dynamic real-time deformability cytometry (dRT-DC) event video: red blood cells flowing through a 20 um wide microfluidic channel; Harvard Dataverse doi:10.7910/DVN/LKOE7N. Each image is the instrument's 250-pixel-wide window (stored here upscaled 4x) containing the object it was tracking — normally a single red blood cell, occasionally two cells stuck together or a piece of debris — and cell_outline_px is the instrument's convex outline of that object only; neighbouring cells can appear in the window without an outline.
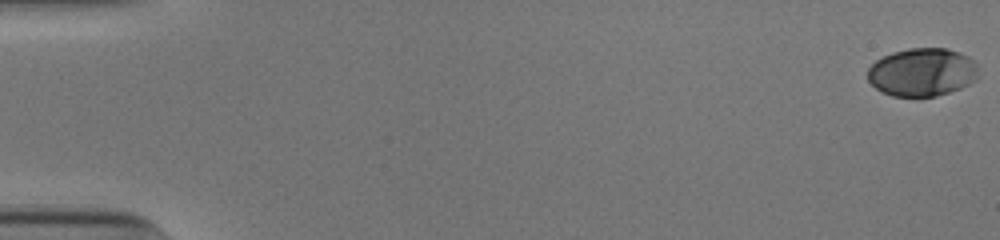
{"species": "human", "species_latin": "Homo sapiens", "temperature_condition": "cold", "stored_images_in_passage": 54, "camera_frame_rate_fps": 3000, "um_per_image_px": 0.085, "donor": {"sex": "male"}, "frame": {"image": 1, "passage_image": 1, "time_ms": 0.0, "image_size_px": [1000, 240], "cell_outline_px": [[976, 80], [960, 88], [936, 96], [892, 96], [876, 88], [868, 80], [868, 68], [876, 60], [892, 52], [908, 48], [948, 48], [960, 52], [968, 56], [976, 64]], "centroid_in_image_um": [78.37, 6.12], "position_along_channel_um": 6.6, "area_um2": 30.92}}
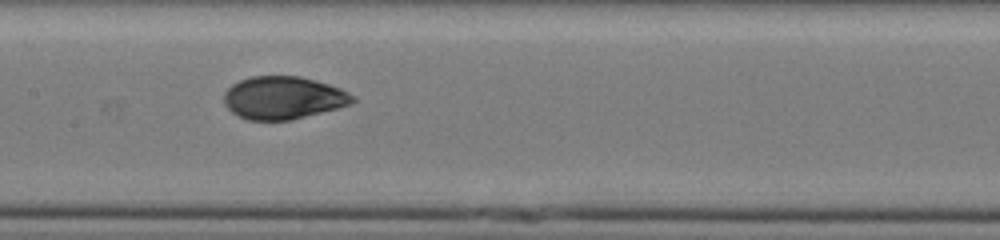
{"frame": {"image": 2, "passage_image": 28, "time_ms": 9.0, "image_size_px": [1000, 240], "cell_outline_px": [[356, 100], [352, 104], [292, 120], [248, 120], [236, 116], [224, 104], [224, 92], [232, 84], [248, 76], [300, 76], [316, 80], [340, 88], [356, 96]], "centroid_in_image_um": [24.08, 8.31], "position_along_channel_um": 183.3, "area_um2": 32.31}}
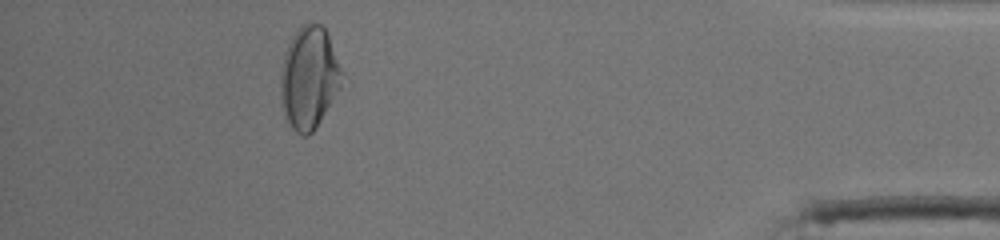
{"frame": {"image": 3, "passage_image": 49, "time_ms": 16.0, "image_size_px": [1000, 240], "cell_outline_px": [[344, 72], [340, 88], [316, 128], [308, 136], [300, 136], [292, 128], [284, 116], [280, 100], [280, 76], [284, 52], [296, 28], [304, 24], [320, 24], [324, 28], [328, 36]], "centroid_in_image_um": [26.25, 6.63], "position_along_channel_um": 408.9, "area_um2": 36.82}, "authors_computed_cell_mechanics": {"area_um2": 32.3102, "velocity_mm_per_s": 3.9177, "shape_relaxation_time_tau1_ms": 4.19, "shape_relaxation_time_tau2_ms": 1.0108, "deformation_change_tau1": 0.1701, "deformation_change_tau2": 0.041}}